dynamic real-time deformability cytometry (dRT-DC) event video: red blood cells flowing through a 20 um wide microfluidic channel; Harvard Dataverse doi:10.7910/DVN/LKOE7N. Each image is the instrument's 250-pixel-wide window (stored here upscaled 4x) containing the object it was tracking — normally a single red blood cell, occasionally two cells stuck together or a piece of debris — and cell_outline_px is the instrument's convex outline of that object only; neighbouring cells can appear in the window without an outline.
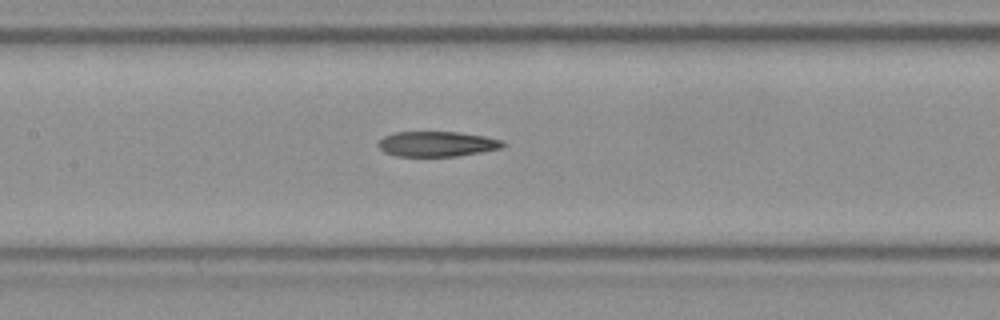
{"species": "Egyptian fruit bat (a non-hibernating species)", "species_latin": "Rousettus aegyptiacus", "temperature_condition": "room temperature", "stored_images_in_passage": 6, "segment_of_instrument_passage": [2, 2], "camera_frame_rate_fps": 3000, "um_per_image_px": 0.085, "frame": {"image": 1, "passage_image": 6, "time_ms": 1.667, "image_size_px": [1000, 320], "cell_outline_px": [[504, 148], [456, 156], [396, 156], [384, 152], [376, 144], [384, 136], [392, 132], [460, 132], [484, 136], [504, 140]], "centroid_in_image_um": [37.14, 12.23], "position_along_channel_um": 170.3, "area_um2": 18.38}}